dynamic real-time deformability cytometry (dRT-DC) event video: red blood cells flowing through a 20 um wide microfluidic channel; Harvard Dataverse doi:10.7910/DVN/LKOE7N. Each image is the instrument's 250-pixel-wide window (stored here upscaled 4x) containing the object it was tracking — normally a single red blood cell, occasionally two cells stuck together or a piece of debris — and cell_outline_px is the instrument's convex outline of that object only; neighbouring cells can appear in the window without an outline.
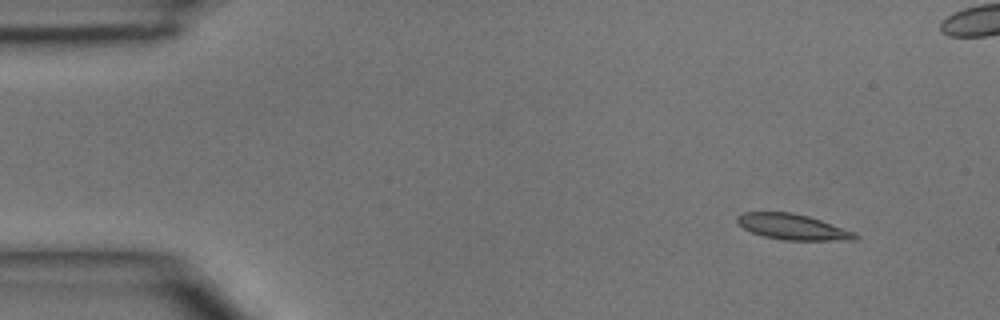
{"species": "common noctule bat (a hibernating species)", "species_latin": "Nyctalus noctula", "temperature_condition": "room temperature", "stored_images_in_passage": 4, "camera_frame_rate_fps": 3000, "um_per_image_px": 0.085, "animal": {"sex": "male", "body_mass_g": 15.6}, "frame": {"image": 1, "passage_image": 1, "time_ms": 0.0, "image_size_px": [1000, 320], "cell_outline_px": [[860, 236], [856, 240], [784, 240], [764, 236], [752, 232], [744, 228], [736, 220], [736, 216], [744, 212], [792, 212], [808, 216], [856, 232]], "centroid_in_image_um": [67.41, 19.28], "position_along_channel_um": 17.6, "area_um2": 17.57}}